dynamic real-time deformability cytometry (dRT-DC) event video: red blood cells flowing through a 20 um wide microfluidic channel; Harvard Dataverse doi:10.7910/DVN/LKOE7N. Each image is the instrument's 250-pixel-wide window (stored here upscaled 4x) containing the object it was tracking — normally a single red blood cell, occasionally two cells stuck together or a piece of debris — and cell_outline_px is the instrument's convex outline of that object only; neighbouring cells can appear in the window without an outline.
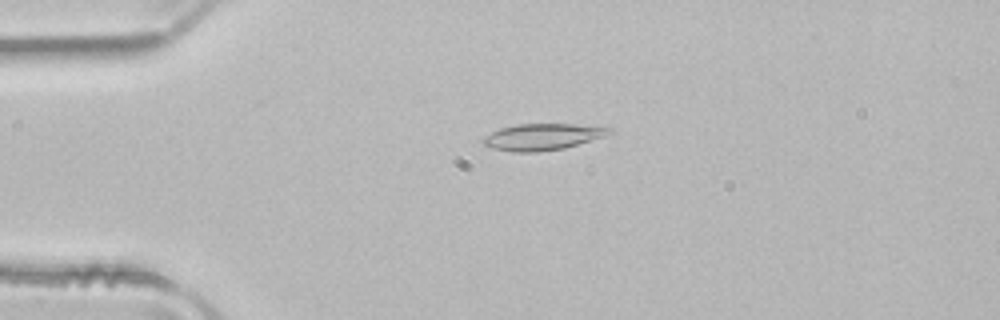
{"species": "common noctule bat (a hibernating species)", "species_latin": "Nyctalus noctula", "temperature_condition": "room temperature", "stored_images_in_passage": 51, "camera_frame_rate_fps": 3000, "um_per_image_px": 0.085, "animal": {"sex": "male", "body_mass_g": 21.5, "forearm_length_mm": 52.0}, "frame": {"image": 1, "passage_image": 12, "time_ms": 3.667, "image_size_px": [1000, 320], "cell_outline_px": [[612, 132], [604, 136], [564, 148], [536, 152], [512, 152], [492, 148], [484, 144], [480, 140], [484, 136], [500, 128], [516, 124], [572, 124], [612, 128]], "centroid_in_image_um": [46.05, 11.63], "position_along_channel_um": 38.9, "area_um2": 19.31}}
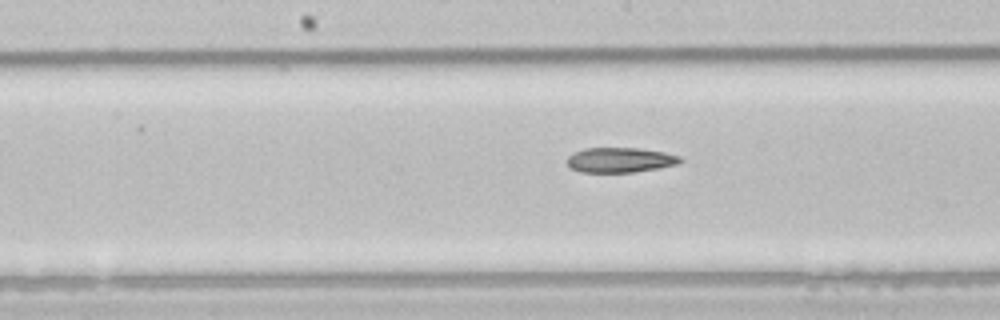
{"frame": {"image": 2, "passage_image": 26, "time_ms": 8.333, "image_size_px": [1000, 320], "cell_outline_px": [[684, 160], [676, 164], [656, 168], [632, 172], [580, 172], [568, 168], [568, 156], [584, 148], [640, 148], [664, 152], [680, 156]], "centroid_in_image_um": [52.69, 13.59], "position_along_channel_um": 195.5, "area_um2": 16.36}}
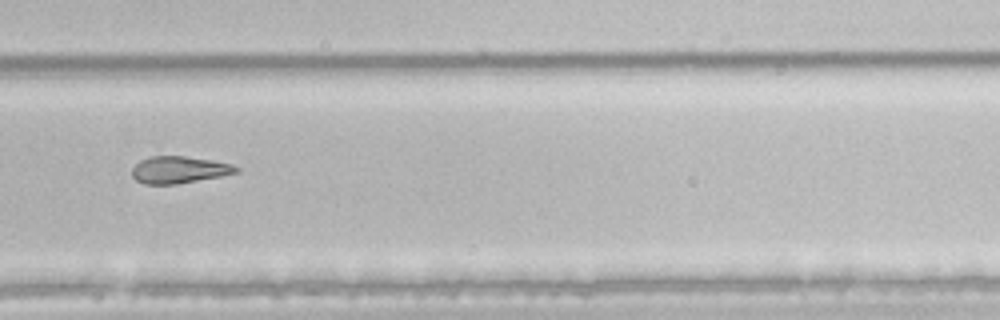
{"frame": {"image": 3, "passage_image": 35, "time_ms": 11.333, "image_size_px": [1000, 320], "cell_outline_px": [[240, 172], [220, 176], [176, 184], [144, 184], [136, 180], [132, 176], [132, 168], [140, 160], [152, 156], [184, 156], [212, 160], [232, 164], [240, 168]], "centroid_in_image_um": [15.23, 14.43], "position_along_channel_um": 314.6, "area_um2": 16.36}, "authors_computed_cell_mechanics": {"area_um2": 18.6694, "velocity_mm_per_s": 3.9943, "shape_relaxation_time_tau1_ms": 11.3691, "shape_relaxation_time_tau2_ms": null, "deformation_change_tau1": 0.1924, "deformation_change_tau2": null}}